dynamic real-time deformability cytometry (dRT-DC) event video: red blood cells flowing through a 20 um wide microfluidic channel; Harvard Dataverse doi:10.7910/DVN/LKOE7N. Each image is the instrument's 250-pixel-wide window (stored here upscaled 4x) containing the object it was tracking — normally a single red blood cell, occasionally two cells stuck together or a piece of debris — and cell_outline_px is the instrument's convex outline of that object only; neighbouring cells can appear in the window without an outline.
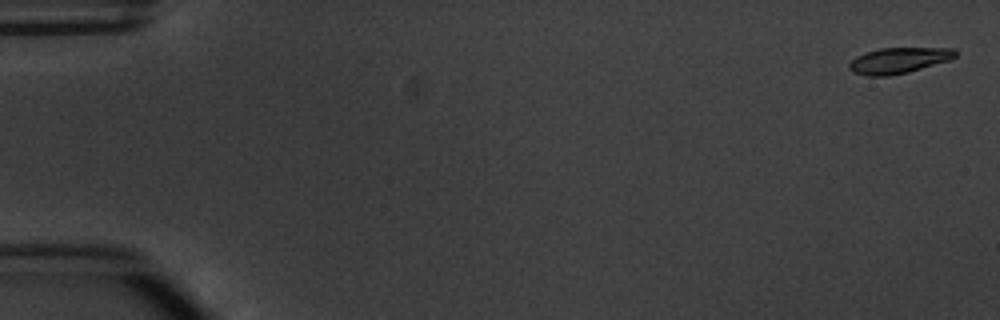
{"species": "common noctule bat (a hibernating species)", "species_latin": "Nyctalus noctula", "temperature_condition": "warm", "stored_images_in_passage": 5, "camera_frame_rate_fps": 3000, "um_per_image_px": 0.085, "animal": {"sex": "male", "body_mass_g": 20.1, "forearm_length_mm": 53.5}, "frame": {"image": 1, "passage_image": 1, "time_ms": 0.0, "image_size_px": [1000, 320], "cell_outline_px": [[956, 56], [948, 60], [908, 72], [888, 76], [868, 76], [852, 72], [848, 68], [848, 64], [856, 56], [864, 52], [880, 48], [956, 48]], "centroid_in_image_um": [76.34, 5.13], "position_along_channel_um": 8.7, "area_um2": 15.95}}
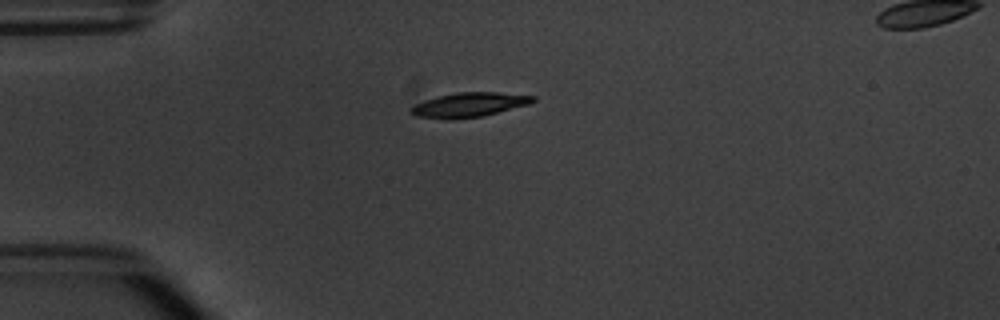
{"frame": {"image": 2, "passage_image": 4, "time_ms": 4.333, "image_size_px": [1000, 320], "cell_outline_px": [[536, 100], [528, 104], [484, 116], [452, 120], [448, 120], [416, 116], [408, 112], [408, 108], [424, 100], [436, 96], [456, 92], [496, 92], [536, 96]], "centroid_in_image_um": [39.82, 8.91], "position_along_channel_um": 45.2, "area_um2": 17.63}}